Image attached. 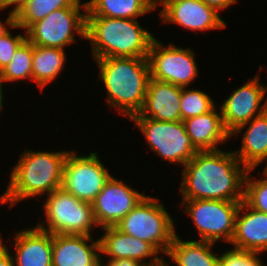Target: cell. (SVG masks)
<instances>
[{"label":"cell","mask_w":267,"mask_h":266,"mask_svg":"<svg viewBox=\"0 0 267 266\" xmlns=\"http://www.w3.org/2000/svg\"><path fill=\"white\" fill-rule=\"evenodd\" d=\"M215 103L212 98L202 90H186L182 87L181 94V121L209 112Z\"/></svg>","instance_id":"27"},{"label":"cell","mask_w":267,"mask_h":266,"mask_svg":"<svg viewBox=\"0 0 267 266\" xmlns=\"http://www.w3.org/2000/svg\"><path fill=\"white\" fill-rule=\"evenodd\" d=\"M32 56L33 45L26 39L15 51L14 57L1 71L0 81H20L30 79L32 81Z\"/></svg>","instance_id":"26"},{"label":"cell","mask_w":267,"mask_h":266,"mask_svg":"<svg viewBox=\"0 0 267 266\" xmlns=\"http://www.w3.org/2000/svg\"><path fill=\"white\" fill-rule=\"evenodd\" d=\"M147 140L148 146L161 159L181 166L198 152L187 135L183 121H159L152 118H131Z\"/></svg>","instance_id":"7"},{"label":"cell","mask_w":267,"mask_h":266,"mask_svg":"<svg viewBox=\"0 0 267 266\" xmlns=\"http://www.w3.org/2000/svg\"><path fill=\"white\" fill-rule=\"evenodd\" d=\"M86 17L136 19L156 7L151 0H90Z\"/></svg>","instance_id":"24"},{"label":"cell","mask_w":267,"mask_h":266,"mask_svg":"<svg viewBox=\"0 0 267 266\" xmlns=\"http://www.w3.org/2000/svg\"><path fill=\"white\" fill-rule=\"evenodd\" d=\"M137 19L86 17V38L93 58L148 57L155 37Z\"/></svg>","instance_id":"4"},{"label":"cell","mask_w":267,"mask_h":266,"mask_svg":"<svg viewBox=\"0 0 267 266\" xmlns=\"http://www.w3.org/2000/svg\"><path fill=\"white\" fill-rule=\"evenodd\" d=\"M216 111L214 106L207 113L183 121L186 133L198 151L218 150L216 145L230 139L222 116Z\"/></svg>","instance_id":"20"},{"label":"cell","mask_w":267,"mask_h":266,"mask_svg":"<svg viewBox=\"0 0 267 266\" xmlns=\"http://www.w3.org/2000/svg\"><path fill=\"white\" fill-rule=\"evenodd\" d=\"M80 3V0H28L16 14L10 11L5 23L10 28L26 30L32 23L42 20L51 12L63 7H82L86 12V2Z\"/></svg>","instance_id":"23"},{"label":"cell","mask_w":267,"mask_h":266,"mask_svg":"<svg viewBox=\"0 0 267 266\" xmlns=\"http://www.w3.org/2000/svg\"><path fill=\"white\" fill-rule=\"evenodd\" d=\"M257 255L233 248L220 255L219 266H264Z\"/></svg>","instance_id":"29"},{"label":"cell","mask_w":267,"mask_h":266,"mask_svg":"<svg viewBox=\"0 0 267 266\" xmlns=\"http://www.w3.org/2000/svg\"><path fill=\"white\" fill-rule=\"evenodd\" d=\"M200 234V240L230 243L235 231V219L241 202L221 200H182ZM222 238V239H221Z\"/></svg>","instance_id":"10"},{"label":"cell","mask_w":267,"mask_h":266,"mask_svg":"<svg viewBox=\"0 0 267 266\" xmlns=\"http://www.w3.org/2000/svg\"><path fill=\"white\" fill-rule=\"evenodd\" d=\"M161 20L176 23L191 31L222 29L227 25L218 12L201 0H165L161 3Z\"/></svg>","instance_id":"14"},{"label":"cell","mask_w":267,"mask_h":266,"mask_svg":"<svg viewBox=\"0 0 267 266\" xmlns=\"http://www.w3.org/2000/svg\"><path fill=\"white\" fill-rule=\"evenodd\" d=\"M8 249V247L4 246L2 238H0V266H14L13 256Z\"/></svg>","instance_id":"31"},{"label":"cell","mask_w":267,"mask_h":266,"mask_svg":"<svg viewBox=\"0 0 267 266\" xmlns=\"http://www.w3.org/2000/svg\"><path fill=\"white\" fill-rule=\"evenodd\" d=\"M194 52L178 48L173 44L163 46L154 39L148 54L151 78L181 87L188 85L198 76Z\"/></svg>","instance_id":"11"},{"label":"cell","mask_w":267,"mask_h":266,"mask_svg":"<svg viewBox=\"0 0 267 266\" xmlns=\"http://www.w3.org/2000/svg\"><path fill=\"white\" fill-rule=\"evenodd\" d=\"M184 167L180 184L183 200L243 201L248 169L233 151H198Z\"/></svg>","instance_id":"1"},{"label":"cell","mask_w":267,"mask_h":266,"mask_svg":"<svg viewBox=\"0 0 267 266\" xmlns=\"http://www.w3.org/2000/svg\"><path fill=\"white\" fill-rule=\"evenodd\" d=\"M259 81V76H254L252 80L234 90L222 103L220 112L224 127L230 135L240 126L265 112L264 104H260L264 100L267 87Z\"/></svg>","instance_id":"13"},{"label":"cell","mask_w":267,"mask_h":266,"mask_svg":"<svg viewBox=\"0 0 267 266\" xmlns=\"http://www.w3.org/2000/svg\"><path fill=\"white\" fill-rule=\"evenodd\" d=\"M253 170L248 169L245 176L243 201L250 208L267 214V177L253 181L249 176Z\"/></svg>","instance_id":"28"},{"label":"cell","mask_w":267,"mask_h":266,"mask_svg":"<svg viewBox=\"0 0 267 266\" xmlns=\"http://www.w3.org/2000/svg\"><path fill=\"white\" fill-rule=\"evenodd\" d=\"M99 253L100 241L92 236L53 234L52 266H99Z\"/></svg>","instance_id":"17"},{"label":"cell","mask_w":267,"mask_h":266,"mask_svg":"<svg viewBox=\"0 0 267 266\" xmlns=\"http://www.w3.org/2000/svg\"><path fill=\"white\" fill-rule=\"evenodd\" d=\"M213 244L203 240L182 241L175 235L165 255L177 266H219L220 256L212 252Z\"/></svg>","instance_id":"22"},{"label":"cell","mask_w":267,"mask_h":266,"mask_svg":"<svg viewBox=\"0 0 267 266\" xmlns=\"http://www.w3.org/2000/svg\"><path fill=\"white\" fill-rule=\"evenodd\" d=\"M242 211H245L243 215ZM230 243L234 245V249L251 253L259 254L266 251L267 214L250 208L242 201L236 215L235 231Z\"/></svg>","instance_id":"18"},{"label":"cell","mask_w":267,"mask_h":266,"mask_svg":"<svg viewBox=\"0 0 267 266\" xmlns=\"http://www.w3.org/2000/svg\"><path fill=\"white\" fill-rule=\"evenodd\" d=\"M44 202V215L48 227L42 222L36 227L51 234L91 236L98 226L92 204L77 199L62 188L48 194Z\"/></svg>","instance_id":"6"},{"label":"cell","mask_w":267,"mask_h":266,"mask_svg":"<svg viewBox=\"0 0 267 266\" xmlns=\"http://www.w3.org/2000/svg\"><path fill=\"white\" fill-rule=\"evenodd\" d=\"M264 107H265V112L267 113V99H266V101L264 102Z\"/></svg>","instance_id":"39"},{"label":"cell","mask_w":267,"mask_h":266,"mask_svg":"<svg viewBox=\"0 0 267 266\" xmlns=\"http://www.w3.org/2000/svg\"><path fill=\"white\" fill-rule=\"evenodd\" d=\"M182 87L150 78L141 111L132 118L181 121Z\"/></svg>","instance_id":"16"},{"label":"cell","mask_w":267,"mask_h":266,"mask_svg":"<svg viewBox=\"0 0 267 266\" xmlns=\"http://www.w3.org/2000/svg\"><path fill=\"white\" fill-rule=\"evenodd\" d=\"M15 235L14 266H52L53 234L35 227Z\"/></svg>","instance_id":"19"},{"label":"cell","mask_w":267,"mask_h":266,"mask_svg":"<svg viewBox=\"0 0 267 266\" xmlns=\"http://www.w3.org/2000/svg\"><path fill=\"white\" fill-rule=\"evenodd\" d=\"M28 0H0V10H3L11 5H14L11 12L16 14L18 10L27 2Z\"/></svg>","instance_id":"34"},{"label":"cell","mask_w":267,"mask_h":266,"mask_svg":"<svg viewBox=\"0 0 267 266\" xmlns=\"http://www.w3.org/2000/svg\"><path fill=\"white\" fill-rule=\"evenodd\" d=\"M145 196L111 176L91 203L98 226H116Z\"/></svg>","instance_id":"12"},{"label":"cell","mask_w":267,"mask_h":266,"mask_svg":"<svg viewBox=\"0 0 267 266\" xmlns=\"http://www.w3.org/2000/svg\"><path fill=\"white\" fill-rule=\"evenodd\" d=\"M265 162H266V165H265L266 167L264 168V171L262 172V175L267 177V160Z\"/></svg>","instance_id":"38"},{"label":"cell","mask_w":267,"mask_h":266,"mask_svg":"<svg viewBox=\"0 0 267 266\" xmlns=\"http://www.w3.org/2000/svg\"><path fill=\"white\" fill-rule=\"evenodd\" d=\"M159 199L145 196L115 227L150 243L159 253H167L176 235L174 221Z\"/></svg>","instance_id":"5"},{"label":"cell","mask_w":267,"mask_h":266,"mask_svg":"<svg viewBox=\"0 0 267 266\" xmlns=\"http://www.w3.org/2000/svg\"><path fill=\"white\" fill-rule=\"evenodd\" d=\"M102 229L105 233L99 239L100 253L110 256L109 260L133 259L146 266H164L163 257L157 256L159 252L147 241L127 235L115 226ZM147 257H152L149 262Z\"/></svg>","instance_id":"15"},{"label":"cell","mask_w":267,"mask_h":266,"mask_svg":"<svg viewBox=\"0 0 267 266\" xmlns=\"http://www.w3.org/2000/svg\"><path fill=\"white\" fill-rule=\"evenodd\" d=\"M248 124L249 127L243 134L242 146L234 153L247 169H255L262 161L267 160V113L264 112L240 126L230 137L241 132Z\"/></svg>","instance_id":"21"},{"label":"cell","mask_w":267,"mask_h":266,"mask_svg":"<svg viewBox=\"0 0 267 266\" xmlns=\"http://www.w3.org/2000/svg\"><path fill=\"white\" fill-rule=\"evenodd\" d=\"M106 263V265H103V261L100 260L99 266H146L145 264L137 262L133 259L109 260Z\"/></svg>","instance_id":"33"},{"label":"cell","mask_w":267,"mask_h":266,"mask_svg":"<svg viewBox=\"0 0 267 266\" xmlns=\"http://www.w3.org/2000/svg\"><path fill=\"white\" fill-rule=\"evenodd\" d=\"M2 87H3L2 82L0 81V112H1L2 107H3V105H2V103H3V88Z\"/></svg>","instance_id":"35"},{"label":"cell","mask_w":267,"mask_h":266,"mask_svg":"<svg viewBox=\"0 0 267 266\" xmlns=\"http://www.w3.org/2000/svg\"><path fill=\"white\" fill-rule=\"evenodd\" d=\"M110 178L97 152L78 156L69 151L63 165L61 188L81 201L92 203Z\"/></svg>","instance_id":"9"},{"label":"cell","mask_w":267,"mask_h":266,"mask_svg":"<svg viewBox=\"0 0 267 266\" xmlns=\"http://www.w3.org/2000/svg\"><path fill=\"white\" fill-rule=\"evenodd\" d=\"M157 1H158L159 3H158ZM164 1H165V0H151V2L153 3V5H154L156 8H157V5H158V4H161V3H163Z\"/></svg>","instance_id":"37"},{"label":"cell","mask_w":267,"mask_h":266,"mask_svg":"<svg viewBox=\"0 0 267 266\" xmlns=\"http://www.w3.org/2000/svg\"><path fill=\"white\" fill-rule=\"evenodd\" d=\"M7 30H8L7 25L5 26V24L2 23V21H0V35H2Z\"/></svg>","instance_id":"36"},{"label":"cell","mask_w":267,"mask_h":266,"mask_svg":"<svg viewBox=\"0 0 267 266\" xmlns=\"http://www.w3.org/2000/svg\"><path fill=\"white\" fill-rule=\"evenodd\" d=\"M168 262L164 261V266H169V263L167 264Z\"/></svg>","instance_id":"40"},{"label":"cell","mask_w":267,"mask_h":266,"mask_svg":"<svg viewBox=\"0 0 267 266\" xmlns=\"http://www.w3.org/2000/svg\"><path fill=\"white\" fill-rule=\"evenodd\" d=\"M9 31L0 35V71L9 64L17 48L26 40V35L19 33L12 37Z\"/></svg>","instance_id":"30"},{"label":"cell","mask_w":267,"mask_h":266,"mask_svg":"<svg viewBox=\"0 0 267 266\" xmlns=\"http://www.w3.org/2000/svg\"><path fill=\"white\" fill-rule=\"evenodd\" d=\"M100 79L107 91L108 106L118 107L131 119L144 104L151 78L148 57H107L96 59Z\"/></svg>","instance_id":"2"},{"label":"cell","mask_w":267,"mask_h":266,"mask_svg":"<svg viewBox=\"0 0 267 266\" xmlns=\"http://www.w3.org/2000/svg\"><path fill=\"white\" fill-rule=\"evenodd\" d=\"M69 151H25L13 167L0 203L14 206L24 198L52 193L62 186L63 165Z\"/></svg>","instance_id":"3"},{"label":"cell","mask_w":267,"mask_h":266,"mask_svg":"<svg viewBox=\"0 0 267 266\" xmlns=\"http://www.w3.org/2000/svg\"><path fill=\"white\" fill-rule=\"evenodd\" d=\"M81 7H63L51 12L38 22L32 23L26 30V39L35 46L64 49L76 42L75 32L86 38V12Z\"/></svg>","instance_id":"8"},{"label":"cell","mask_w":267,"mask_h":266,"mask_svg":"<svg viewBox=\"0 0 267 266\" xmlns=\"http://www.w3.org/2000/svg\"><path fill=\"white\" fill-rule=\"evenodd\" d=\"M209 7L215 9L217 12L223 10L228 6L236 3L238 0H201Z\"/></svg>","instance_id":"32"},{"label":"cell","mask_w":267,"mask_h":266,"mask_svg":"<svg viewBox=\"0 0 267 266\" xmlns=\"http://www.w3.org/2000/svg\"><path fill=\"white\" fill-rule=\"evenodd\" d=\"M66 61L64 49L33 45L32 80L41 91L60 75Z\"/></svg>","instance_id":"25"}]
</instances>
